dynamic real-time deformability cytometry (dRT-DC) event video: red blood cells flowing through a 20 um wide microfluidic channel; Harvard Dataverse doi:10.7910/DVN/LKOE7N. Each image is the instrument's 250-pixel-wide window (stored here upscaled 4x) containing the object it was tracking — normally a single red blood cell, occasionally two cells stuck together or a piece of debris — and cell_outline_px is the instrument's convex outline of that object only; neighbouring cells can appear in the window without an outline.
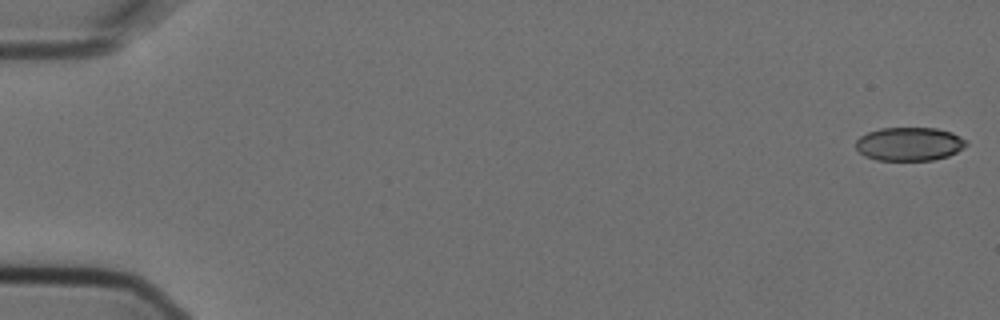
{"species": "Egyptian fruit bat (a non-hibernating species)", "species_latin": "Rousettus aegyptiacus", "temperature_condition": "cold", "stored_images_in_passage": 6, "camera_frame_rate_fps": 3000, "um_per_image_px": 0.085, "animal": {"sex": "female"}, "frame": {"image": 1, "passage_image": 1, "time_ms": 0.0, "image_size_px": [1000, 320], "cell_outline_px": [[968, 144], [964, 148], [948, 156], [932, 160], [876, 160], [864, 156], [856, 148], [856, 140], [860, 136], [868, 132], [880, 128], [936, 128], [952, 132], [968, 140]], "centroid_in_image_um": [77.31, 12.23], "position_along_channel_um": 7.7, "area_um2": 21.73}}
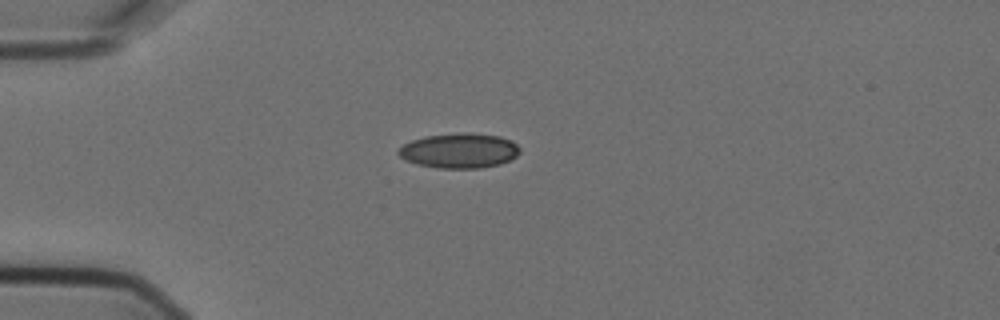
{"frame": {"image": 2, "passage_image": 5, "time_ms": 1.333, "image_size_px": [1000, 320], "cell_outline_px": [[520, 152], [516, 156], [500, 164], [480, 168], [436, 168], [416, 164], [404, 160], [396, 152], [404, 144], [412, 140], [424, 136], [464, 132], [468, 132], [500, 136], [512, 140], [520, 148]], "centroid_in_image_um": [39.03, 12.8], "position_along_channel_um": 46.0, "area_um2": 24.85}}